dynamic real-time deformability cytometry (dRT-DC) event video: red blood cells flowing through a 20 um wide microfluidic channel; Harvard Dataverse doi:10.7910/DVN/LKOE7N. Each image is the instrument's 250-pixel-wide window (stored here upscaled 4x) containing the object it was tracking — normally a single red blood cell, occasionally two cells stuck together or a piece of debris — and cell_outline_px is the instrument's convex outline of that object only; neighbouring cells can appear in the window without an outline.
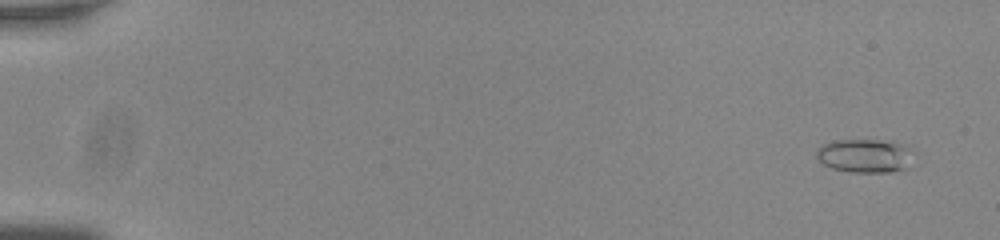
{"species": "common noctule bat (a hibernating species)", "species_latin": "Nyctalus noctula", "temperature_condition": "room temperature", "stored_images_in_passage": 53, "camera_frame_rate_fps": 3000, "um_per_image_px": 0.085, "animal": {"sex": "male", "body_mass_g": 20.0, "forearm_length_mm": 53.3}, "frame": {"image": 1, "passage_image": 1, "time_ms": 0.0, "image_size_px": [1000, 240], "cell_outline_px": [[912, 152], [908, 168], [892, 172], [848, 172], [832, 168], [824, 164], [816, 156], [816, 152], [824, 144], [832, 140], [892, 140], [908, 148]], "centroid_in_image_um": [73.52, 13.24], "position_along_channel_um": 11.5, "area_um2": 19.02}}
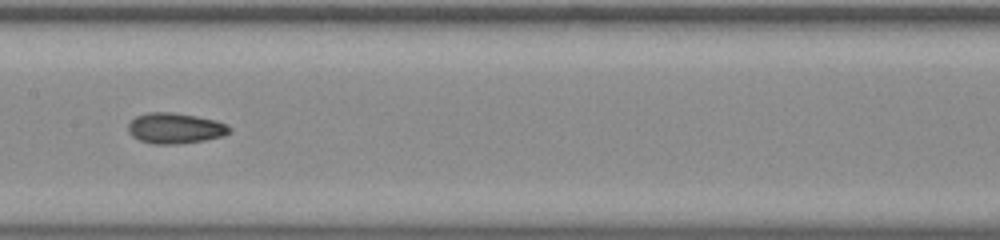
{"frame": {"image": 2, "passage_image": 28, "time_ms": 9.0, "image_size_px": [1000, 240], "cell_outline_px": [[232, 132], [224, 136], [204, 140], [176, 144], [152, 144], [140, 140], [132, 136], [128, 132], [128, 124], [136, 116], [148, 112], [172, 112], [196, 116], [216, 120], [228, 124], [232, 128]], "centroid_in_image_um": [14.92, 10.9], "position_along_channel_um": 192.5, "area_um2": 18.26}}
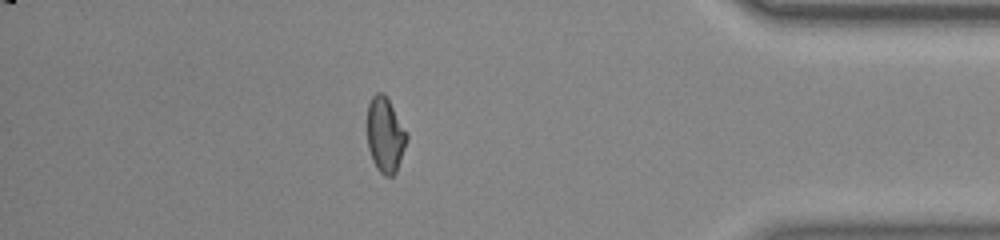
{"frame": {"image": 3, "passage_image": 47, "time_ms": 15.333, "image_size_px": [1000, 240], "cell_outline_px": [[408, 140], [396, 172], [392, 176], [384, 176], [376, 168], [372, 160], [368, 148], [368, 104], [372, 96], [376, 92], [384, 92], [408, 132]], "centroid_in_image_um": [32.76, 11.46], "position_along_channel_um": 402.4, "area_um2": 17.51}, "authors_computed_cell_mechanics": {"area_um2": 17.5134, "velocity_mm_per_s": 3.8107, "shape_relaxation_time_tau1_ms": null, "shape_relaxation_time_tau2_ms": 2.795, "deformation_change_tau1": null, "deformation_change_tau2": 0.0789}}